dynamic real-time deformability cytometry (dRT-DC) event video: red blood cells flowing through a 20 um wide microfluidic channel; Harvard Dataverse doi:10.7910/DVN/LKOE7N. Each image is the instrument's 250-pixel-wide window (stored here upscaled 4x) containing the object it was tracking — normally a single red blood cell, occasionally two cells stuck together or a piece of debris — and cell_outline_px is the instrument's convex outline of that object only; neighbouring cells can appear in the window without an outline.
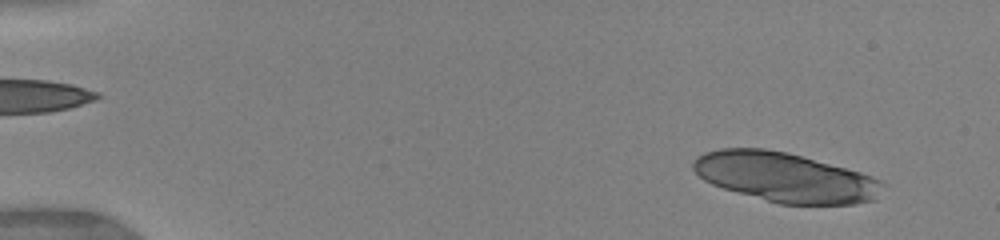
{"species": "human", "species_latin": "Homo sapiens", "temperature_condition": "warm", "stored_images_in_passage": 21, "camera_frame_rate_fps": 3000, "um_per_image_px": 0.085, "donor": {"sex": "female"}, "frame": {"image": 1, "passage_image": 4, "time_ms": 0.667, "image_size_px": [1000, 240], "cell_outline_px": [[888, 184], [876, 200], [856, 204], [780, 204], [724, 188], [712, 184], [704, 180], [692, 168], [692, 160], [696, 156], [704, 152], [720, 148], [764, 148], [788, 152], [860, 172], [872, 176]], "centroid_in_image_um": [66.77, 15.06], "position_along_channel_um": 18.2, "area_um2": 54.85}}